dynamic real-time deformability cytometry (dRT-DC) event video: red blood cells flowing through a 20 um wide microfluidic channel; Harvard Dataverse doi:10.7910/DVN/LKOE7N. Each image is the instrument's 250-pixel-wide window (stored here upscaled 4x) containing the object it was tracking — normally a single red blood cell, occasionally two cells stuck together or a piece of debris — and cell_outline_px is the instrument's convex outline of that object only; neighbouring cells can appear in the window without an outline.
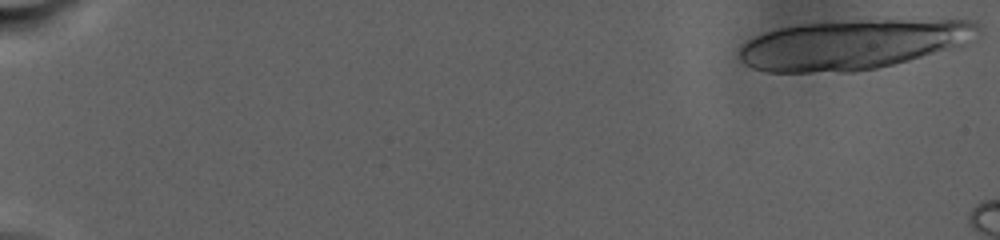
{"species": "human", "species_latin": "Homo sapiens", "temperature_condition": "warm", "stored_images_in_passage": 32, "camera_frame_rate_fps": 3000, "um_per_image_px": 0.085, "donor": {"sex": "male"}, "frame": {"image": 1, "passage_image": 1, "time_ms": 0.0, "image_size_px": [1000, 240], "cell_outline_px": [[980, 32], [968, 44], [908, 60], [876, 68], [852, 72], [768, 72], [752, 68], [744, 64], [740, 60], [740, 44], [756, 36], [780, 28], [800, 24], [856, 20], [976, 20], [980, 24]], "centroid_in_image_um": [72.52, 3.78], "position_along_channel_um": 12.5, "area_um2": 69.36}}